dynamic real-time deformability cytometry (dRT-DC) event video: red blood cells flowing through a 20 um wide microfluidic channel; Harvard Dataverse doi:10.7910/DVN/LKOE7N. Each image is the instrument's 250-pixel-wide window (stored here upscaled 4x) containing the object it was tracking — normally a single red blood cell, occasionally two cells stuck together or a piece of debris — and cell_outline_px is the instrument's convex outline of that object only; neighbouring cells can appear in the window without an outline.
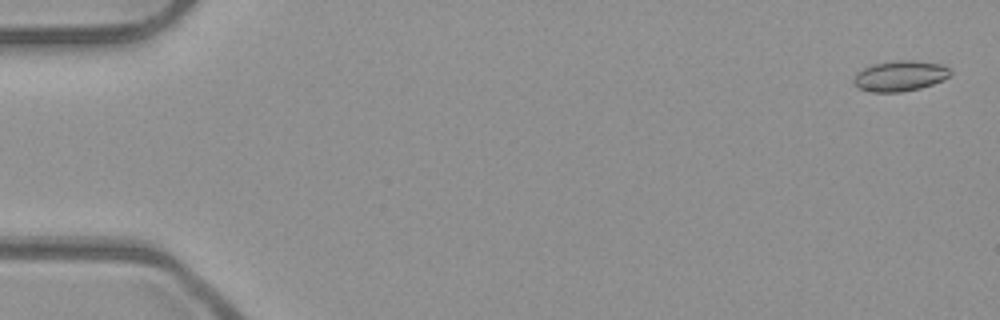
{"species": "common noctule bat (a hibernating species)", "species_latin": "Nyctalus noctula", "temperature_condition": "room temperature", "stored_images_in_passage": 53, "camera_frame_rate_fps": 3000, "um_per_image_px": 0.085, "animal": {"sex": "male", "body_mass_g": 23.1, "forearm_length_mm": 52.7}, "frame": {"image": 1, "passage_image": 2, "time_ms": 0.333, "image_size_px": [1000, 320], "cell_outline_px": [[952, 72], [944, 80], [920, 88], [900, 92], [872, 92], [860, 88], [852, 80], [864, 68], [872, 64], [896, 60], [916, 60], [944, 64]], "centroid_in_image_um": [76.56, 6.44], "position_along_channel_um": 8.4, "area_um2": 17.11}}
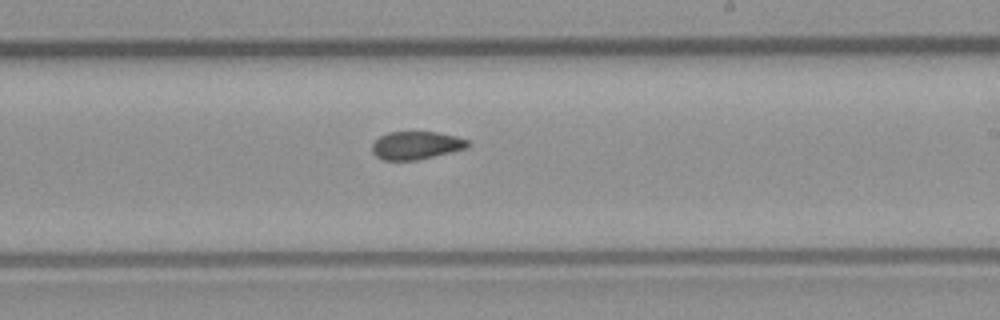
{"frame": {"image": 2, "passage_image": 32, "time_ms": 10.333, "image_size_px": [1000, 320], "cell_outline_px": [[472, 144], [468, 148], [416, 160], [384, 160], [376, 156], [372, 152], [372, 144], [380, 136], [388, 132], [436, 132], [456, 136], [468, 140]], "centroid_in_image_um": [35.39, 12.35], "position_along_channel_um": 253.6, "area_um2": 15.61}}
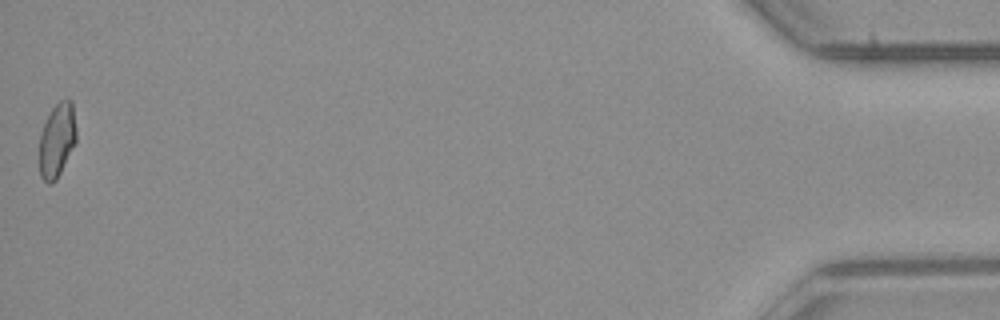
{"frame": {"image": 3, "passage_image": 53, "time_ms": 17.333, "image_size_px": [1000, 320], "cell_outline_px": [[76, 140], [56, 180], [52, 184], [48, 184], [40, 176], [40, 136], [44, 124], [52, 108], [60, 100], [72, 100], [76, 128]], "centroid_in_image_um": [4.84, 11.91], "position_along_channel_um": 430.4, "area_um2": 15.66}, "authors_computed_cell_mechanics": {"area_um2": 16.4152, "velocity_mm_per_s": 3.9775, "shape_relaxation_time_tau1_ms": null, "shape_relaxation_time_tau2_ms": 2.1319, "deformation_change_tau1": null, "deformation_change_tau2": 0.0652}}